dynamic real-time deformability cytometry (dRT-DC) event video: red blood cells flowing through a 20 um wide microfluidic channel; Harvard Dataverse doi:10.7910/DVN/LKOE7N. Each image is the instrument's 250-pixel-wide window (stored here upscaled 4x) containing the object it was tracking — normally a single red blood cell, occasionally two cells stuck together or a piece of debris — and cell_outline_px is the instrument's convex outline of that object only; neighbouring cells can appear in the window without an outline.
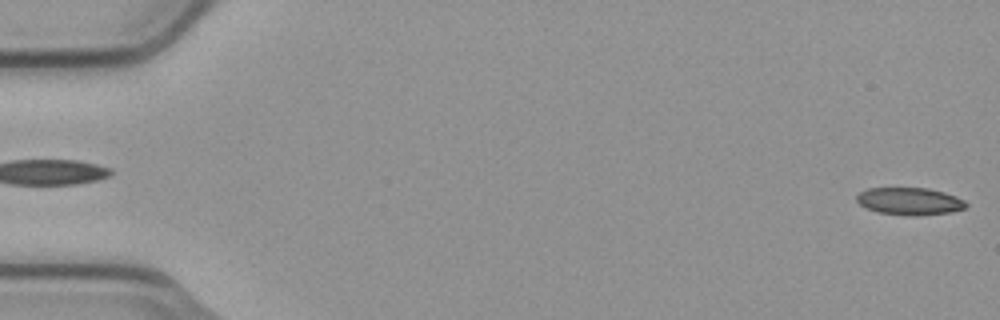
{"species": "common noctule bat (a hibernating species)", "species_latin": "Nyctalus noctula", "temperature_condition": "cold", "stored_images_in_passage": 5, "segment_of_instrument_passage": [2, 2], "camera_frame_rate_fps": 3000, "um_per_image_px": 0.085, "animal": {"sex": "male", "body_mass_g": 23.1, "forearm_length_mm": 52.7}, "frame": {"image": 1, "passage_image": 5, "time_ms": 1.333, "image_size_px": [1000, 320], "cell_outline_px": [[968, 204], [964, 208], [952, 212], [916, 216], [908, 216], [876, 212], [864, 208], [856, 200], [856, 196], [860, 192], [868, 188], [928, 188], [944, 192], [956, 196], [964, 200]], "centroid_in_image_um": [77.3, 17.11], "position_along_channel_um": 7.7, "area_um2": 17.63}}